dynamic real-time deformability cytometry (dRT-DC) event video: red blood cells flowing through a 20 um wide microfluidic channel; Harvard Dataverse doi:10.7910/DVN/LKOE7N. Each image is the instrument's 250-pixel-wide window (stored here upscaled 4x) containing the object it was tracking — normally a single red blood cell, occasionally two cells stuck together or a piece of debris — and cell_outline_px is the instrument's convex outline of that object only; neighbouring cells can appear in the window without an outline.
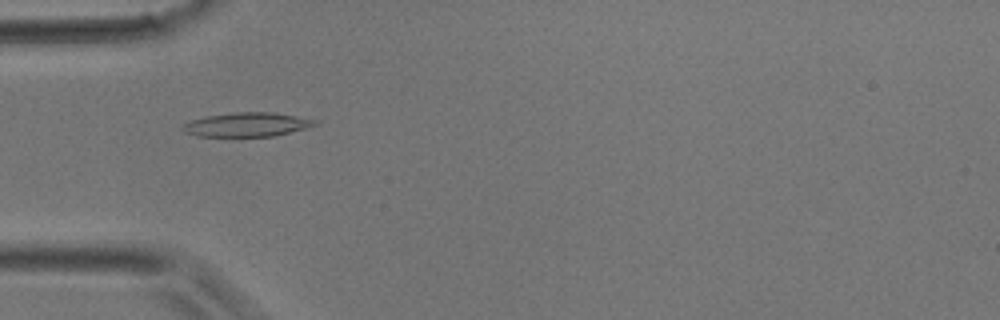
{"species": "common noctule bat (a hibernating species)", "species_latin": "Nyctalus noctula", "temperature_condition": "room temperature", "stored_images_in_passage": 4, "camera_frame_rate_fps": 3000, "um_per_image_px": 0.085, "animal": {"sex": "male", "body_mass_g": 17.9}, "frame": {"image": 1, "passage_image": 4, "time_ms": 3.667, "image_size_px": [1000, 320], "cell_outline_px": [[320, 120], [316, 124], [304, 128], [276, 136], [196, 136], [184, 132], [180, 128], [184, 124], [192, 120], [208, 116], [232, 112], [276, 112]], "centroid_in_image_um": [21.01, 10.58], "position_along_channel_um": 64.0, "area_um2": 18.55}}